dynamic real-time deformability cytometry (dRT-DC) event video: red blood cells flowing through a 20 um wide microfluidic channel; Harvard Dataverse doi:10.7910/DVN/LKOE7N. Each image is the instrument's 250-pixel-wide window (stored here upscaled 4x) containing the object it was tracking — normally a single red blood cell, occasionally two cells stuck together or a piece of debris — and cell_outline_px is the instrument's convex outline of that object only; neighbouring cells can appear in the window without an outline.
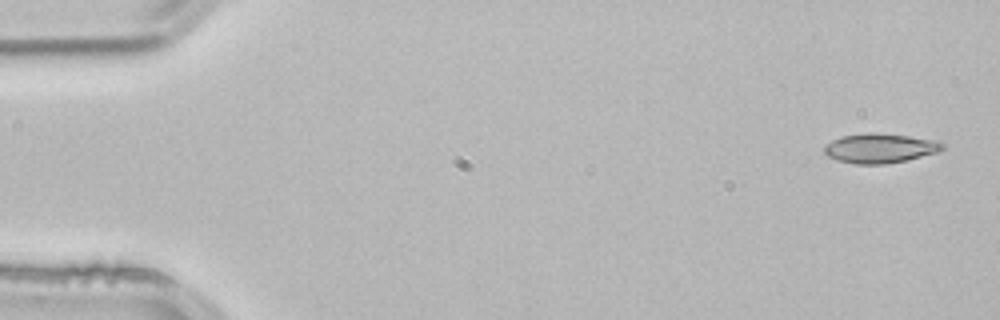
{"species": "common noctule bat (a hibernating species)", "species_latin": "Nyctalus noctula", "temperature_condition": "room temperature", "stored_images_in_passage": 4, "camera_frame_rate_fps": 3000, "um_per_image_px": 0.085, "animal": {"sex": "male", "body_mass_g": 21.5, "forearm_length_mm": 52.0}, "frame": {"image": 1, "passage_image": 1, "time_ms": 0.0, "image_size_px": [1000, 320], "cell_outline_px": [[944, 148], [936, 152], [904, 160], [884, 164], [856, 164], [836, 160], [828, 156], [824, 152], [824, 148], [832, 140], [840, 136], [872, 132], [876, 132], [908, 136], [936, 140], [944, 144]], "centroid_in_image_um": [74.76, 12.59], "position_along_channel_um": 10.2, "area_um2": 20.11}}
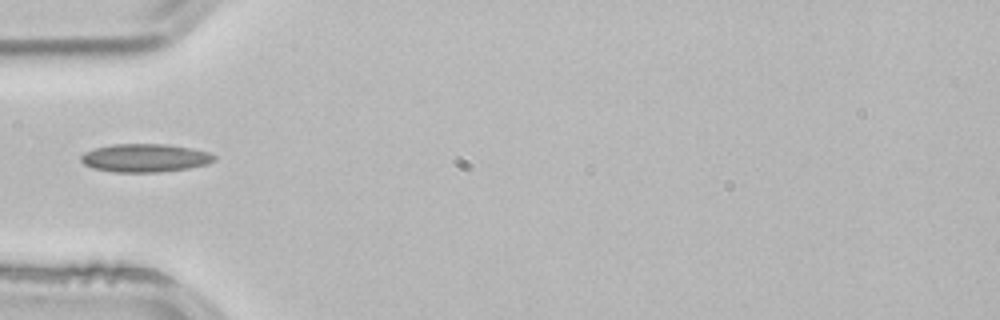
{"frame": {"image": 2, "passage_image": 4, "time_ms": 1.0, "image_size_px": [1000, 320], "cell_outline_px": [[216, 160], [204, 164], [188, 168], [156, 172], [116, 172], [92, 168], [84, 164], [80, 160], [80, 156], [84, 152], [96, 148], [112, 144], [168, 144], [192, 148], [208, 152], [216, 156]], "centroid_in_image_um": [12.3, 13.42], "position_along_channel_um": 72.7, "area_um2": 21.85}}